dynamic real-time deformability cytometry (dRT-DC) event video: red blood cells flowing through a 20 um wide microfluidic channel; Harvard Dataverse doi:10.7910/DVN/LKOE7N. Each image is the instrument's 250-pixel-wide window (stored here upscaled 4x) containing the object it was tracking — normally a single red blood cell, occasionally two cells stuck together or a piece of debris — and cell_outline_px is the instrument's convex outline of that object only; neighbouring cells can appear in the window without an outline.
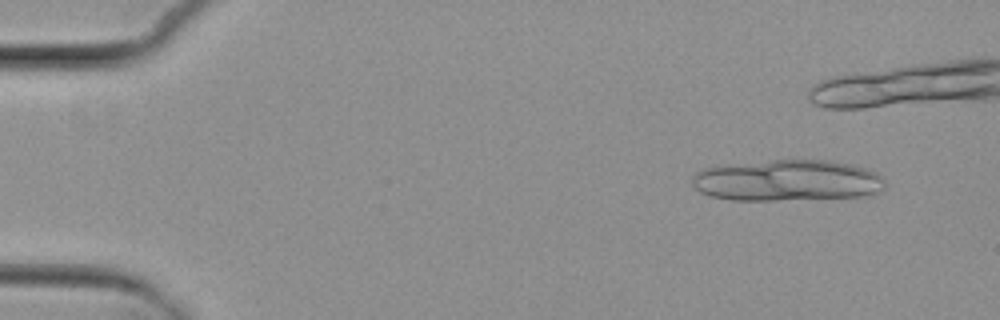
{"species": "common noctule bat (a hibernating species)", "species_latin": "Nyctalus noctula", "temperature_condition": "cold", "stored_images_in_passage": 9, "segment_of_instrument_passage": [1, 2], "camera_frame_rate_fps": 3000, "um_per_image_px": 0.085, "animal": {"sex": "female", "body_mass_g": 29.2, "forearm_length_mm": 56.3}, "frame": {"image": 1, "passage_image": 2, "time_ms": 1.0, "image_size_px": [1000, 320], "cell_outline_px": [[884, 188], [880, 192], [872, 196], [772, 200], [732, 200], [712, 196], [700, 192], [692, 184], [692, 176], [696, 172], [704, 168], [728, 164], [772, 160], [832, 160], [852, 164], [876, 172], [884, 176]], "centroid_in_image_um": [66.96, 15.34], "position_along_channel_um": 18.0, "area_um2": 46.76}}